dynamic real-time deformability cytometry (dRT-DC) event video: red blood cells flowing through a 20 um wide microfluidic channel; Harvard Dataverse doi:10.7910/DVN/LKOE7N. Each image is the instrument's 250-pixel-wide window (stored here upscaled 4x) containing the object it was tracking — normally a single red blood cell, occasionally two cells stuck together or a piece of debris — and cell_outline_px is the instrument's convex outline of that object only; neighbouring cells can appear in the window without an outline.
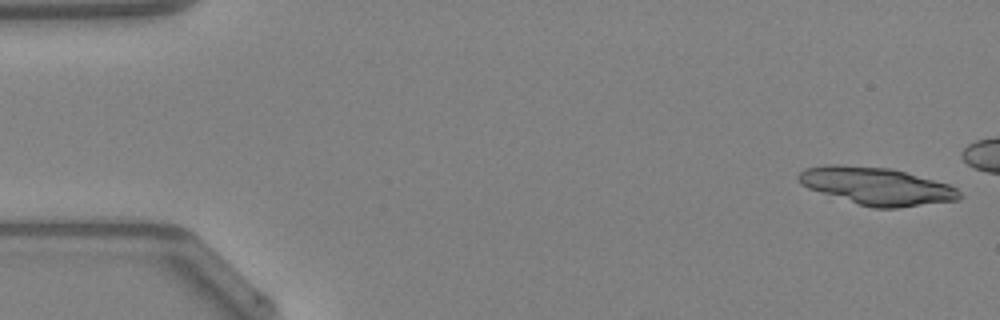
{"species": "Egyptian fruit bat (a non-hibernating species)", "species_latin": "Rousettus aegyptiacus", "temperature_condition": "warm", "stored_images_in_passage": 12, "camera_frame_rate_fps": 3000, "um_per_image_px": 0.085, "animal": {"sex": "female"}, "frame": {"image": 1, "passage_image": 1, "time_ms": 0.0, "image_size_px": [1000, 320], "cell_outline_px": [[964, 196], [960, 200], [896, 208], [872, 208], [808, 188], [800, 184], [796, 176], [804, 168], [824, 164], [840, 164], [892, 168], [948, 184], [956, 188]], "centroid_in_image_um": [74.51, 15.8], "position_along_channel_um": 10.5, "area_um2": 35.32}}